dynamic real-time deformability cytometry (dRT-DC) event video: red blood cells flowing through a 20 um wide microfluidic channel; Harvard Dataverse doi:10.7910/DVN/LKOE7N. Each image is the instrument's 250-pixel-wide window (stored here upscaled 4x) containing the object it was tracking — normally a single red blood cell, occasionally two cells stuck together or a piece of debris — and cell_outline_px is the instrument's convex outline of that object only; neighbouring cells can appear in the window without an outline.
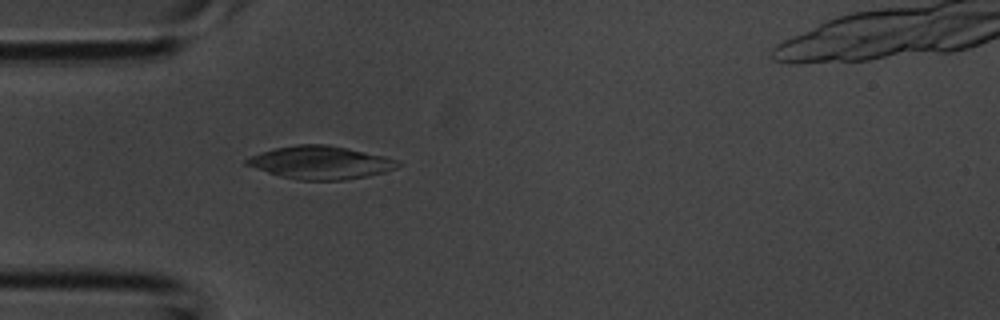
{"species": "common noctule bat (a hibernating species)", "species_latin": "Nyctalus noctula", "temperature_condition": "room temperature", "stored_images_in_passage": 5, "camera_frame_rate_fps": 3000, "um_per_image_px": 0.085, "animal": {"sex": "male", "body_mass_g": 20.1, "forearm_length_mm": 53.5}, "frame": {"image": 1, "passage_image": 4, "time_ms": 1.0, "image_size_px": [1000, 320], "cell_outline_px": [[404, 164], [396, 168], [384, 172], [368, 176], [344, 180], [300, 180], [280, 176], [244, 164], [244, 160], [260, 152], [276, 148], [296, 144], [328, 144], [348, 148], [384, 156], [400, 160]], "centroid_in_image_um": [27.29, 13.81], "position_along_channel_um": 57.7, "area_um2": 29.13}}